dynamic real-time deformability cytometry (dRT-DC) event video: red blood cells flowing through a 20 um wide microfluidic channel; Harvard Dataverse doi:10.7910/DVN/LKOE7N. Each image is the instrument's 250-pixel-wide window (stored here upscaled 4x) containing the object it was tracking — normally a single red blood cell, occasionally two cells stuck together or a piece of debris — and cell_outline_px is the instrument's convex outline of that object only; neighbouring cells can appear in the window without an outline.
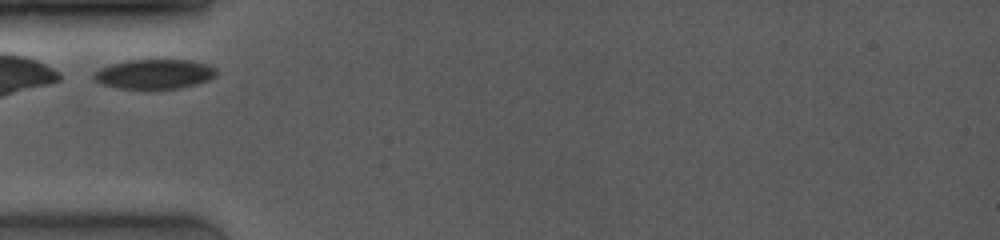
{"species": "common noctule bat (a hibernating species)", "species_latin": "Nyctalus noctula", "temperature_condition": "room temperature", "stored_images_in_passage": 21, "camera_frame_rate_fps": 4000, "um_per_image_px": 0.085, "animal": {"sex": "female", "body_mass_g": 19.0, "forearm_length_mm": 53.3}, "frame": {"image": 1, "passage_image": 1, "time_ms": 0.0, "image_size_px": [1000, 240], "cell_outline_px": [[216, 76], [208, 80], [196, 84], [180, 88], [152, 92], [148, 92], [120, 88], [100, 84], [92, 80], [92, 72], [100, 68], [112, 64], [128, 60], [192, 60], [216, 68]], "centroid_in_image_um": [13.06, 6.35], "position_along_channel_um": 71.9, "area_um2": 22.02}}